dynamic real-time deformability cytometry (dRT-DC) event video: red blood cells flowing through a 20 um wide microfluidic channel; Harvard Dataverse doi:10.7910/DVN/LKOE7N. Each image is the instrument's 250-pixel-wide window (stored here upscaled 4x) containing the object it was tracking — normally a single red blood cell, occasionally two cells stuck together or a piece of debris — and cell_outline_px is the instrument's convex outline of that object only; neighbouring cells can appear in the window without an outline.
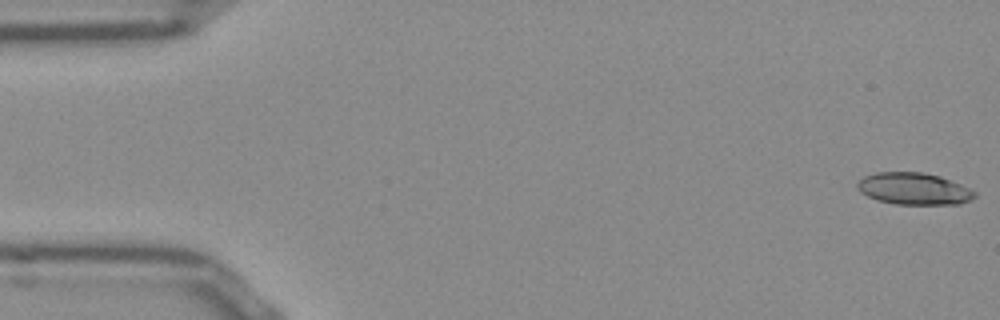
{"species": "Egyptian fruit bat (a non-hibernating species)", "species_latin": "Rousettus aegyptiacus", "temperature_condition": "room temperature", "stored_images_in_passage": 51, "camera_frame_rate_fps": 3000, "um_per_image_px": 0.085, "frame": {"image": 1, "passage_image": 1, "time_ms": 0.0, "image_size_px": [1000, 320], "cell_outline_px": [[976, 196], [960, 204], [896, 204], [876, 200], [860, 192], [856, 188], [856, 184], [864, 176], [876, 172], [924, 172], [940, 176], [960, 184], [976, 192]], "centroid_in_image_um": [77.65, 16.04], "position_along_channel_um": 7.4, "area_um2": 21.79}}
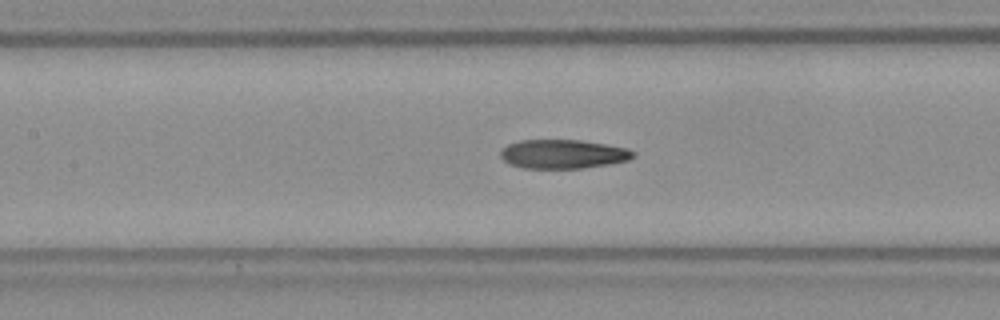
{"frame": {"image": 2, "passage_image": 23, "time_ms": 7.333, "image_size_px": [1000, 320], "cell_outline_px": [[636, 156], [628, 160], [608, 164], [584, 168], [524, 168], [508, 164], [500, 156], [500, 152], [508, 144], [520, 140], [580, 140], [628, 148], [636, 152]], "centroid_in_image_um": [47.87, 13.09], "position_along_channel_um": 159.5, "area_um2": 22.43}}
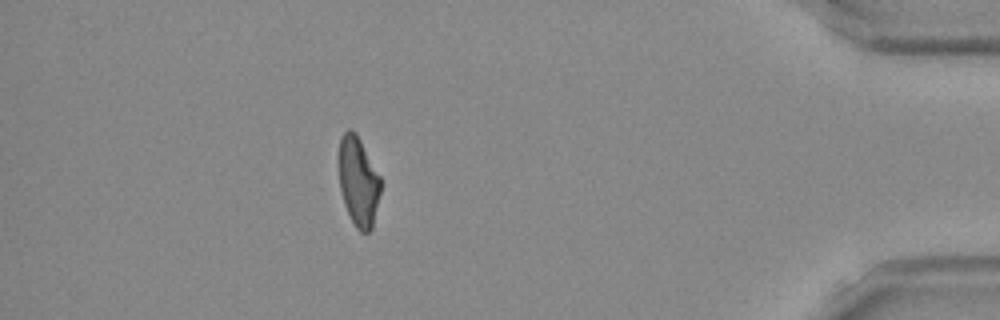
{"frame": {"image": 3, "passage_image": 46, "time_ms": 15.0, "image_size_px": [1000, 320], "cell_outline_px": [[380, 192], [372, 228], [368, 232], [360, 232], [356, 228], [344, 204], [340, 188], [340, 136], [348, 128], [356, 132], [380, 176]], "centroid_in_image_um": [30.47, 15.42], "position_along_channel_um": 404.7, "area_um2": 21.39}, "authors_computed_cell_mechanics": {"area_um2": 22.4842, "velocity_mm_per_s": 3.8889, "shape_relaxation_time_tau1_ms": 6.0491, "shape_relaxation_time_tau2_ms": 4.4895, "deformation_change_tau1": 0.2114, "deformation_change_tau2": 0.1257}}